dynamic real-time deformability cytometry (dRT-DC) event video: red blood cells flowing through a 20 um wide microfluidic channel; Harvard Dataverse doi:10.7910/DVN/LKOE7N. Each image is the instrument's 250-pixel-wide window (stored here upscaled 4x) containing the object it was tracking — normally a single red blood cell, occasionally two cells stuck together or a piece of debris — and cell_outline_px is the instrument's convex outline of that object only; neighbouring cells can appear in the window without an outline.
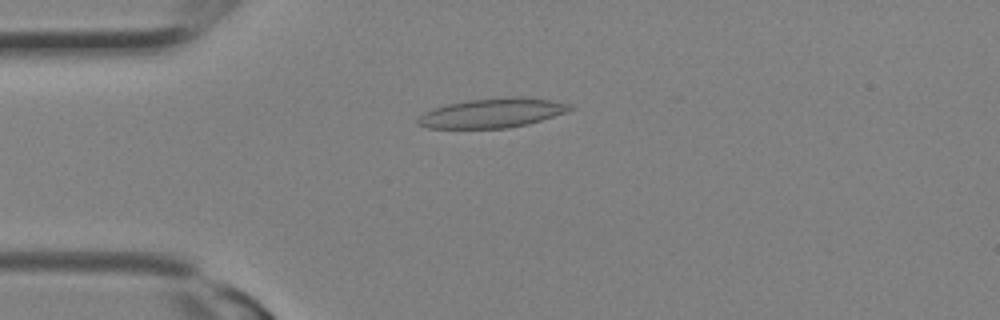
{"species": "Egyptian fruit bat (a non-hibernating species)", "species_latin": "Rousettus aegyptiacus", "temperature_condition": "room temperature", "stored_images_in_passage": 3, "camera_frame_rate_fps": 3000, "um_per_image_px": 0.085, "animal": {"sex": "female"}, "frame": {"image": 1, "passage_image": 3, "time_ms": 0.667, "image_size_px": [1000, 320], "cell_outline_px": [[576, 108], [528, 124], [508, 128], [428, 128], [416, 124], [416, 120], [424, 112], [432, 108], [448, 104], [468, 100], [504, 96], [520, 96], [552, 100], [572, 104]], "centroid_in_image_um": [41.84, 9.59], "position_along_channel_um": 43.2, "area_um2": 26.24}}